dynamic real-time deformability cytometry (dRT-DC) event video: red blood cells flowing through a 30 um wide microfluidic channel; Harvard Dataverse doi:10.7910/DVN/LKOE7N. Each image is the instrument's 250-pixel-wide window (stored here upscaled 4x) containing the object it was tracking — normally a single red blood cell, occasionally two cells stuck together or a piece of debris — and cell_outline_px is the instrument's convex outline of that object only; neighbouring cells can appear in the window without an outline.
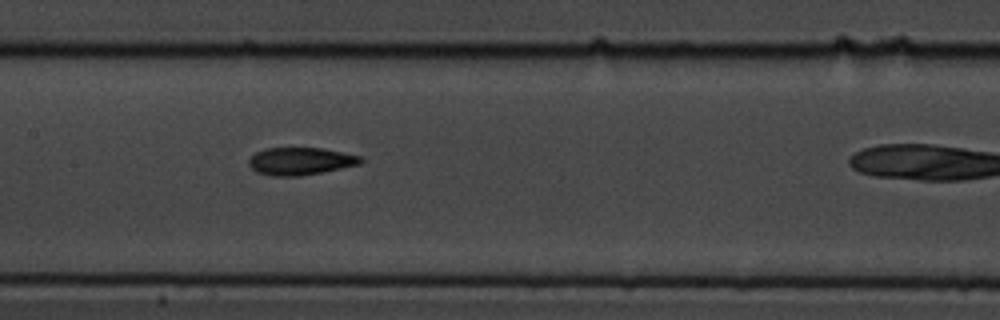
{"species": "common noctule bat (a hibernating species)", "species_latin": "Nyctalus noctula", "temperature_condition": "cold", "stored_images_in_passage": 5, "camera_frame_rate_fps": 3000, "um_per_image_px": 0.085, "animal": {"sex": "male", "body_mass_g": 19.5, "forearm_length_mm": 54.6}, "frame": {"image": 1, "passage_image": 5, "time_ms": 1.333, "image_size_px": [1000, 320], "cell_outline_px": [[364, 160], [360, 164], [300, 176], [272, 176], [256, 172], [248, 164], [248, 160], [256, 152], [264, 148], [324, 148], [360, 156]], "centroid_in_image_um": [25.51, 13.69], "position_along_channel_um": 181.9, "area_um2": 17.86}}